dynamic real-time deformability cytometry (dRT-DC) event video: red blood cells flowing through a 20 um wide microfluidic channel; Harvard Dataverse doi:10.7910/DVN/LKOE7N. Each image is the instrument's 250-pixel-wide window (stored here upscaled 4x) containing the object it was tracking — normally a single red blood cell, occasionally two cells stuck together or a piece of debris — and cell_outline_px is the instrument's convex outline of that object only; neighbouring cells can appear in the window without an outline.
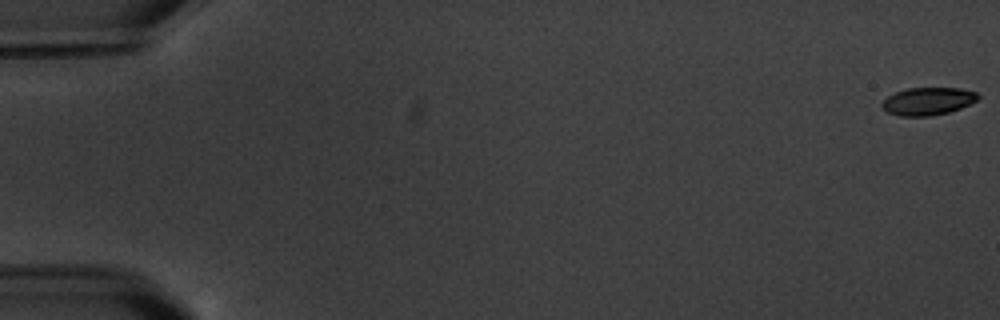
{"species": "common noctule bat (a hibernating species)", "species_latin": "Nyctalus noctula", "temperature_condition": "warm", "stored_images_in_passage": 6, "camera_frame_rate_fps": 3000, "um_per_image_px": 0.085, "animal": {"sex": "male", "body_mass_g": 20.1, "forearm_length_mm": 53.5}, "frame": {"image": 1, "passage_image": 1, "time_ms": 0.0, "image_size_px": [1000, 320], "cell_outline_px": [[980, 96], [976, 100], [960, 108], [948, 112], [928, 116], [900, 116], [888, 112], [880, 104], [888, 96], [896, 92], [908, 88], [960, 88], [976, 92]], "centroid_in_image_um": [78.86, 8.6], "position_along_channel_um": 6.1, "area_um2": 15.26}}
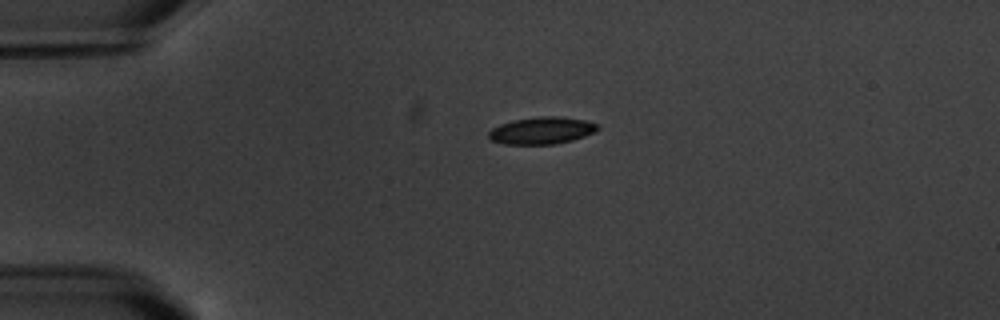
{"frame": {"image": 2, "passage_image": 5, "time_ms": 4.667, "image_size_px": [1000, 320], "cell_outline_px": [[600, 128], [596, 132], [572, 140], [552, 144], [504, 144], [492, 140], [488, 136], [488, 132], [492, 128], [500, 124], [512, 120], [540, 116], [560, 116], [584, 120], [596, 124]], "centroid_in_image_um": [46.04, 11.09], "position_along_channel_um": 39.0, "area_um2": 17.17}}